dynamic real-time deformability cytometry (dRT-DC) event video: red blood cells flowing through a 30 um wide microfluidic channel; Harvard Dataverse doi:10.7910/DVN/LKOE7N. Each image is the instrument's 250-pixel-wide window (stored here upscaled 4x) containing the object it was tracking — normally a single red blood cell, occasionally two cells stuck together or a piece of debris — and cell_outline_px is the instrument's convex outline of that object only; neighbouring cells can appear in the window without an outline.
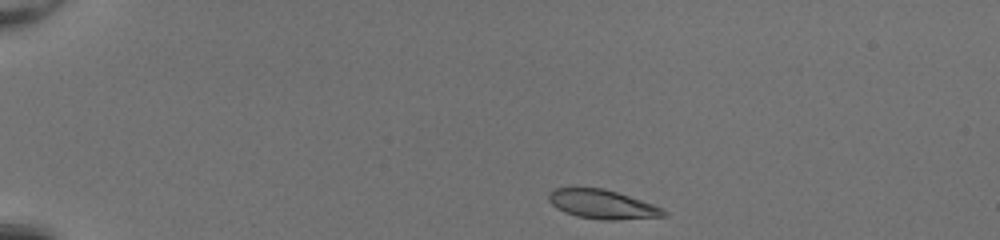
{"species": "common noctule bat (a hibernating species)", "species_latin": "Nyctalus noctula", "temperature_condition": "room temperature", "stored_images_in_passage": 1, "camera_frame_rate_fps": 3000, "um_per_image_px": 0.085, "animal": {"sex": "female", "body_mass_g": 20.0, "forearm_length_mm": 54.0}, "frame": {"image": 1, "passage_image": 1, "time_ms": 0.0, "image_size_px": [1000, 240], "cell_outline_px": [[668, 216], [616, 220], [600, 220], [576, 216], [564, 212], [556, 208], [548, 200], [548, 192], [556, 188], [604, 188], [652, 204], [668, 212]], "centroid_in_image_um": [51.17, 17.38], "position_along_channel_um": 33.8, "area_um2": 19.42}}